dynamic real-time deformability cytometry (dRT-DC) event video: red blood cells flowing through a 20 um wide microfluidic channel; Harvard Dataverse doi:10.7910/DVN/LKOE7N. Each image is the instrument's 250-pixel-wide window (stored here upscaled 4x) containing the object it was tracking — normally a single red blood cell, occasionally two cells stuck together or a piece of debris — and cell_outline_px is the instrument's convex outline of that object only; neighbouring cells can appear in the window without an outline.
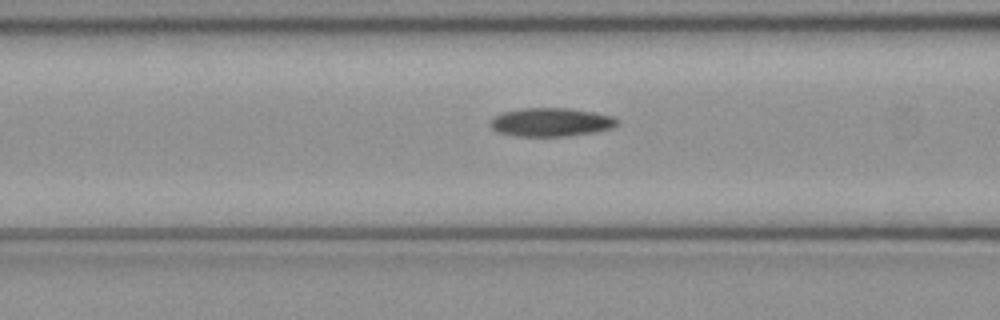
{"species": "common noctule bat (a hibernating species)", "species_latin": "Nyctalus noctula", "temperature_condition": "cold", "stored_images_in_passage": 50, "camera_frame_rate_fps": 3000, "um_per_image_px": 0.085, "animal": {"sex": "female", "body_mass_g": 21.9}, "frame": {"image": 1, "passage_image": 20, "time_ms": 6.333, "image_size_px": [1000, 320], "cell_outline_px": [[620, 124], [612, 128], [596, 132], [568, 136], [512, 136], [496, 132], [488, 124], [488, 120], [492, 116], [504, 112], [524, 108], [568, 108], [592, 112], [612, 116], [620, 120]], "centroid_in_image_um": [46.81, 10.39], "position_along_channel_um": 119.8, "area_um2": 21.44}}
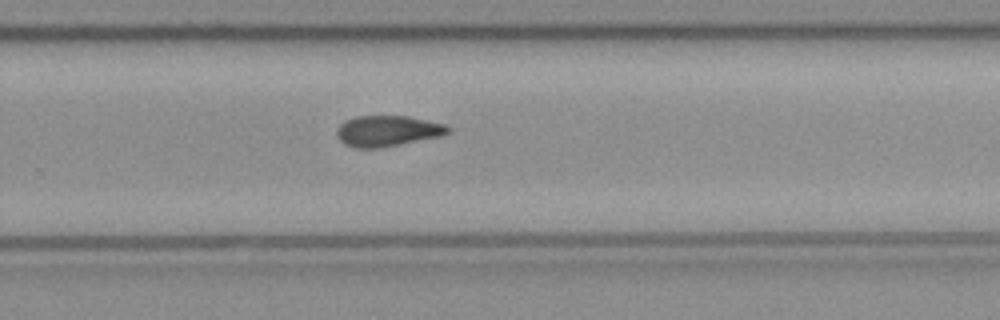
{"frame": {"image": 2, "passage_image": 33, "time_ms": 10.667, "image_size_px": [1000, 320], "cell_outline_px": [[452, 128], [444, 136], [380, 148], [356, 148], [344, 144], [336, 136], [336, 128], [344, 120], [356, 116], [408, 116], [444, 124]], "centroid_in_image_um": [32.93, 11.13], "position_along_channel_um": 296.9, "area_um2": 20.23}}
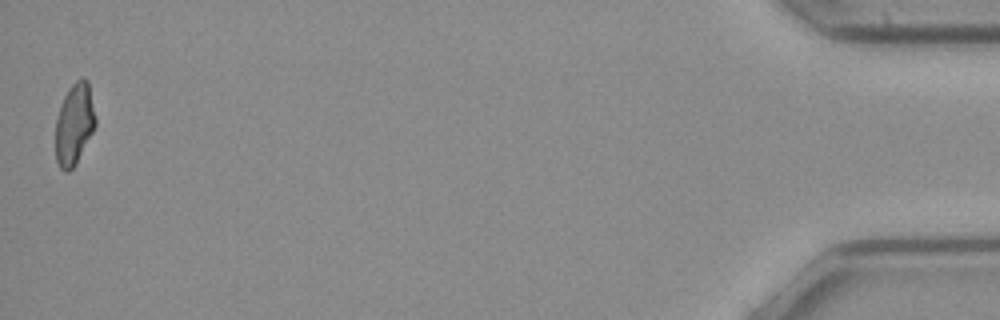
{"frame": {"image": 3, "passage_image": 50, "time_ms": 16.333, "image_size_px": [1000, 320], "cell_outline_px": [[96, 124], [76, 164], [68, 172], [64, 172], [60, 168], [56, 160], [56, 116], [64, 96], [68, 88], [76, 80], [84, 76], [88, 80], [96, 116]], "centroid_in_image_um": [6.32, 10.52], "position_along_channel_um": 428.9, "area_um2": 19.07}}